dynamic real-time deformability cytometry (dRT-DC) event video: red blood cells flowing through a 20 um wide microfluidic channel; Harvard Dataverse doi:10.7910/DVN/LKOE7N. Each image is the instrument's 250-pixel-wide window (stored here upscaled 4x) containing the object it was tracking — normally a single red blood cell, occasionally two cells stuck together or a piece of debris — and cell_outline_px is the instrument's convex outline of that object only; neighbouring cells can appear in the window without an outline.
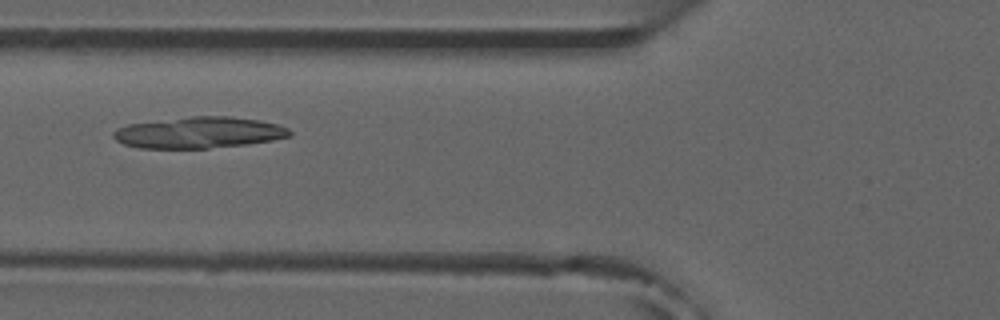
{"species": "common noctule bat (a hibernating species)", "species_latin": "Nyctalus noctula", "temperature_condition": "room temperature", "stored_images_in_passage": 7, "camera_frame_rate_fps": 3000, "um_per_image_px": 0.085, "animal": {"sex": "male", "forearm_length_mm": 52.5}, "frame": {"image": 1, "passage_image": 4, "time_ms": 4.333, "image_size_px": [1000, 320], "cell_outline_px": [[292, 136], [272, 140], [244, 144], [208, 148], [140, 148], [124, 144], [116, 140], [112, 136], [112, 132], [116, 128], [128, 124], [192, 116], [228, 116], [260, 120], [276, 124], [288, 128], [292, 132]], "centroid_in_image_um": [16.9, 11.26], "position_along_channel_um": 108.9, "area_um2": 32.02}}
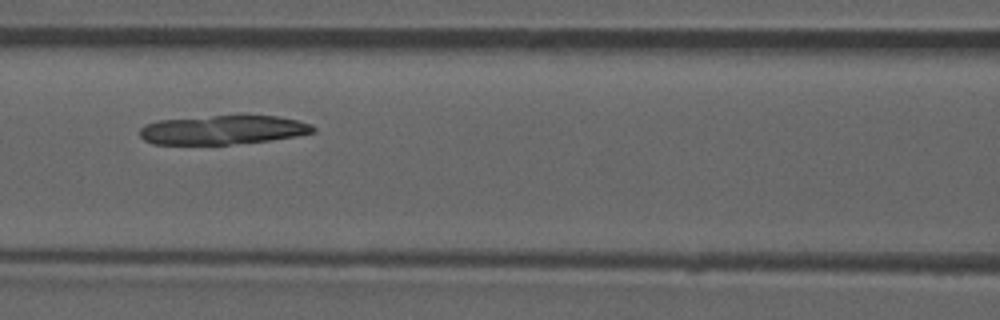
{"frame": {"image": 2, "passage_image": 5, "time_ms": 5.333, "image_size_px": [1000, 320], "cell_outline_px": [[316, 132], [296, 136], [268, 140], [228, 144], [152, 144], [144, 140], [140, 136], [140, 128], [144, 124], [160, 120], [240, 112], [276, 116], [296, 120], [312, 124], [316, 128]], "centroid_in_image_um": [18.97, 10.99], "position_along_channel_um": 147.6, "area_um2": 30.35}}